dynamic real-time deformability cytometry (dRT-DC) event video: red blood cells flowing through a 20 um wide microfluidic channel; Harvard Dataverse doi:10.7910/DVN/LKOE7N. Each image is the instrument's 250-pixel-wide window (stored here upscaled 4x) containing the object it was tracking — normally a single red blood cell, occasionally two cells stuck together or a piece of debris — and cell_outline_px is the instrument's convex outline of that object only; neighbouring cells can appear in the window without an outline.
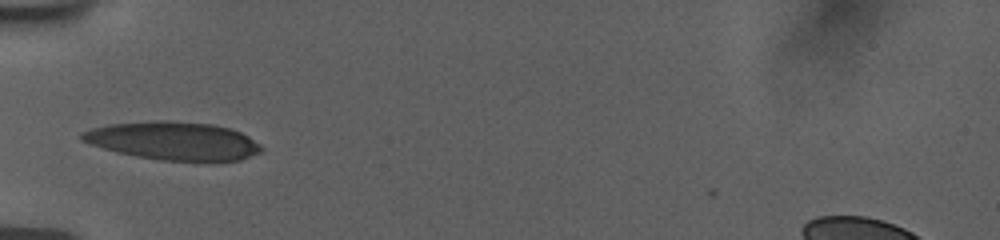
{"species": "human", "species_latin": "Homo sapiens", "temperature_condition": "room temperature", "stored_images_in_passage": 19, "camera_frame_rate_fps": 3000, "um_per_image_px": 0.085, "donor": {"sex": "female"}, "frame": {"image": 1, "passage_image": 1, "time_ms": 0.0, "image_size_px": [1000, 240], "cell_outline_px": [[264, 148], [260, 152], [240, 160], [208, 164], [160, 160], [136, 156], [116, 152], [80, 140], [80, 132], [92, 128], [108, 124], [156, 120], [168, 120], [212, 124], [232, 128], [248, 136], [260, 144]], "centroid_in_image_um": [14.79, 12.0], "position_along_channel_um": 70.2, "area_um2": 40.98}}
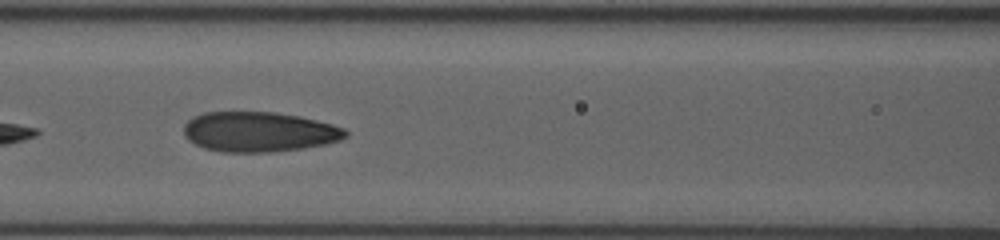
{"frame": {"image": 2, "passage_image": 7, "time_ms": 2.0, "image_size_px": [1000, 240], "cell_outline_px": [[348, 136], [340, 140], [324, 144], [304, 148], [272, 152], [224, 152], [204, 148], [188, 140], [184, 136], [184, 124], [192, 116], [204, 112], [276, 112], [300, 116], [332, 124], [344, 128], [348, 132]], "centroid_in_image_um": [22.01, 11.2], "position_along_channel_um": 144.6, "area_um2": 37.92}}
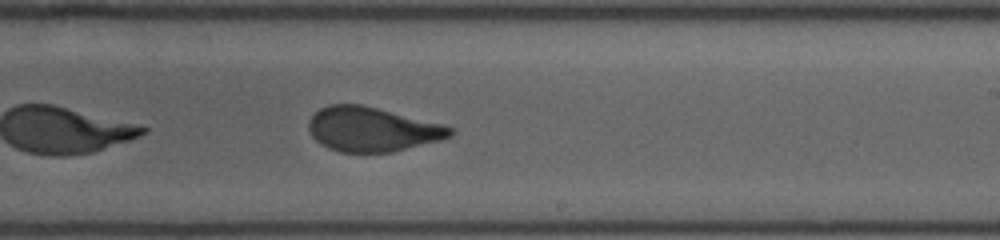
{"frame": {"image": 3, "passage_image": 16, "time_ms": 5.0, "image_size_px": [1000, 240], "cell_outline_px": [[456, 132], [452, 136], [440, 140], [392, 152], [340, 152], [328, 148], [320, 144], [312, 136], [308, 128], [308, 120], [320, 108], [328, 104], [360, 104], [444, 124], [456, 128]], "centroid_in_image_um": [31.65, 10.99], "position_along_channel_um": 257.4, "area_um2": 36.76}}